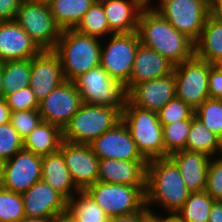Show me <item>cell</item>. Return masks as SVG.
<instances>
[{
  "mask_svg": "<svg viewBox=\"0 0 222 222\" xmlns=\"http://www.w3.org/2000/svg\"><path fill=\"white\" fill-rule=\"evenodd\" d=\"M190 194L178 167L169 157L148 161L145 189L148 210L156 209L159 212L158 209L161 208L160 212L163 213H177Z\"/></svg>",
  "mask_w": 222,
  "mask_h": 222,
  "instance_id": "cell-1",
  "label": "cell"
},
{
  "mask_svg": "<svg viewBox=\"0 0 222 222\" xmlns=\"http://www.w3.org/2000/svg\"><path fill=\"white\" fill-rule=\"evenodd\" d=\"M174 70V65L155 50L139 44L135 55L131 77L124 86L128 93L136 84L157 79Z\"/></svg>",
  "mask_w": 222,
  "mask_h": 222,
  "instance_id": "cell-21",
  "label": "cell"
},
{
  "mask_svg": "<svg viewBox=\"0 0 222 222\" xmlns=\"http://www.w3.org/2000/svg\"><path fill=\"white\" fill-rule=\"evenodd\" d=\"M67 209L78 222H109L110 219L85 190H80L68 201Z\"/></svg>",
  "mask_w": 222,
  "mask_h": 222,
  "instance_id": "cell-29",
  "label": "cell"
},
{
  "mask_svg": "<svg viewBox=\"0 0 222 222\" xmlns=\"http://www.w3.org/2000/svg\"><path fill=\"white\" fill-rule=\"evenodd\" d=\"M193 114L189 119L177 121L171 124H162L165 158L172 153L183 151L191 129Z\"/></svg>",
  "mask_w": 222,
  "mask_h": 222,
  "instance_id": "cell-33",
  "label": "cell"
},
{
  "mask_svg": "<svg viewBox=\"0 0 222 222\" xmlns=\"http://www.w3.org/2000/svg\"><path fill=\"white\" fill-rule=\"evenodd\" d=\"M208 87L210 98H222V71L213 65L209 71Z\"/></svg>",
  "mask_w": 222,
  "mask_h": 222,
  "instance_id": "cell-41",
  "label": "cell"
},
{
  "mask_svg": "<svg viewBox=\"0 0 222 222\" xmlns=\"http://www.w3.org/2000/svg\"><path fill=\"white\" fill-rule=\"evenodd\" d=\"M146 186L96 182L85 189L110 217L141 212L145 207Z\"/></svg>",
  "mask_w": 222,
  "mask_h": 222,
  "instance_id": "cell-6",
  "label": "cell"
},
{
  "mask_svg": "<svg viewBox=\"0 0 222 222\" xmlns=\"http://www.w3.org/2000/svg\"><path fill=\"white\" fill-rule=\"evenodd\" d=\"M140 43L137 31L113 33L107 39H102L100 65L123 86L128 83L131 77L135 55Z\"/></svg>",
  "mask_w": 222,
  "mask_h": 222,
  "instance_id": "cell-8",
  "label": "cell"
},
{
  "mask_svg": "<svg viewBox=\"0 0 222 222\" xmlns=\"http://www.w3.org/2000/svg\"><path fill=\"white\" fill-rule=\"evenodd\" d=\"M144 8H152L154 7L159 0H137ZM155 1V2H154Z\"/></svg>",
  "mask_w": 222,
  "mask_h": 222,
  "instance_id": "cell-51",
  "label": "cell"
},
{
  "mask_svg": "<svg viewBox=\"0 0 222 222\" xmlns=\"http://www.w3.org/2000/svg\"><path fill=\"white\" fill-rule=\"evenodd\" d=\"M147 160L99 159L98 182L146 186Z\"/></svg>",
  "mask_w": 222,
  "mask_h": 222,
  "instance_id": "cell-20",
  "label": "cell"
},
{
  "mask_svg": "<svg viewBox=\"0 0 222 222\" xmlns=\"http://www.w3.org/2000/svg\"><path fill=\"white\" fill-rule=\"evenodd\" d=\"M83 104L73 81H64L39 103L42 121L60 126L62 129Z\"/></svg>",
  "mask_w": 222,
  "mask_h": 222,
  "instance_id": "cell-13",
  "label": "cell"
},
{
  "mask_svg": "<svg viewBox=\"0 0 222 222\" xmlns=\"http://www.w3.org/2000/svg\"><path fill=\"white\" fill-rule=\"evenodd\" d=\"M75 29L82 34L99 39H105L114 33L110 29L103 6L98 0L92 4Z\"/></svg>",
  "mask_w": 222,
  "mask_h": 222,
  "instance_id": "cell-32",
  "label": "cell"
},
{
  "mask_svg": "<svg viewBox=\"0 0 222 222\" xmlns=\"http://www.w3.org/2000/svg\"><path fill=\"white\" fill-rule=\"evenodd\" d=\"M178 167L186 187L191 192L204 191L207 184V172L211 157L201 152L186 150L168 156Z\"/></svg>",
  "mask_w": 222,
  "mask_h": 222,
  "instance_id": "cell-22",
  "label": "cell"
},
{
  "mask_svg": "<svg viewBox=\"0 0 222 222\" xmlns=\"http://www.w3.org/2000/svg\"><path fill=\"white\" fill-rule=\"evenodd\" d=\"M137 33L144 46L155 50L174 66L195 55V43L176 30L153 7L142 10Z\"/></svg>",
  "mask_w": 222,
  "mask_h": 222,
  "instance_id": "cell-2",
  "label": "cell"
},
{
  "mask_svg": "<svg viewBox=\"0 0 222 222\" xmlns=\"http://www.w3.org/2000/svg\"><path fill=\"white\" fill-rule=\"evenodd\" d=\"M22 0H0V22L14 21Z\"/></svg>",
  "mask_w": 222,
  "mask_h": 222,
  "instance_id": "cell-42",
  "label": "cell"
},
{
  "mask_svg": "<svg viewBox=\"0 0 222 222\" xmlns=\"http://www.w3.org/2000/svg\"><path fill=\"white\" fill-rule=\"evenodd\" d=\"M96 0H50L48 2L57 25L62 29H75Z\"/></svg>",
  "mask_w": 222,
  "mask_h": 222,
  "instance_id": "cell-27",
  "label": "cell"
},
{
  "mask_svg": "<svg viewBox=\"0 0 222 222\" xmlns=\"http://www.w3.org/2000/svg\"><path fill=\"white\" fill-rule=\"evenodd\" d=\"M15 21L41 50H54L62 29L57 25L48 3L22 0Z\"/></svg>",
  "mask_w": 222,
  "mask_h": 222,
  "instance_id": "cell-7",
  "label": "cell"
},
{
  "mask_svg": "<svg viewBox=\"0 0 222 222\" xmlns=\"http://www.w3.org/2000/svg\"><path fill=\"white\" fill-rule=\"evenodd\" d=\"M41 51L15 20L0 22V62L31 59Z\"/></svg>",
  "mask_w": 222,
  "mask_h": 222,
  "instance_id": "cell-19",
  "label": "cell"
},
{
  "mask_svg": "<svg viewBox=\"0 0 222 222\" xmlns=\"http://www.w3.org/2000/svg\"><path fill=\"white\" fill-rule=\"evenodd\" d=\"M139 222H159V213L147 210L141 217Z\"/></svg>",
  "mask_w": 222,
  "mask_h": 222,
  "instance_id": "cell-48",
  "label": "cell"
},
{
  "mask_svg": "<svg viewBox=\"0 0 222 222\" xmlns=\"http://www.w3.org/2000/svg\"><path fill=\"white\" fill-rule=\"evenodd\" d=\"M60 151L75 185L85 190L97 182L99 158L89 144L72 143L63 140Z\"/></svg>",
  "mask_w": 222,
  "mask_h": 222,
  "instance_id": "cell-14",
  "label": "cell"
},
{
  "mask_svg": "<svg viewBox=\"0 0 222 222\" xmlns=\"http://www.w3.org/2000/svg\"><path fill=\"white\" fill-rule=\"evenodd\" d=\"M153 8L195 43L210 15V0H159Z\"/></svg>",
  "mask_w": 222,
  "mask_h": 222,
  "instance_id": "cell-9",
  "label": "cell"
},
{
  "mask_svg": "<svg viewBox=\"0 0 222 222\" xmlns=\"http://www.w3.org/2000/svg\"><path fill=\"white\" fill-rule=\"evenodd\" d=\"M114 33H130L138 29L144 7L137 0H98Z\"/></svg>",
  "mask_w": 222,
  "mask_h": 222,
  "instance_id": "cell-23",
  "label": "cell"
},
{
  "mask_svg": "<svg viewBox=\"0 0 222 222\" xmlns=\"http://www.w3.org/2000/svg\"><path fill=\"white\" fill-rule=\"evenodd\" d=\"M205 191L215 200L222 201V156L211 157Z\"/></svg>",
  "mask_w": 222,
  "mask_h": 222,
  "instance_id": "cell-39",
  "label": "cell"
},
{
  "mask_svg": "<svg viewBox=\"0 0 222 222\" xmlns=\"http://www.w3.org/2000/svg\"><path fill=\"white\" fill-rule=\"evenodd\" d=\"M11 112L38 109L39 103L31 87L17 89L5 97Z\"/></svg>",
  "mask_w": 222,
  "mask_h": 222,
  "instance_id": "cell-40",
  "label": "cell"
},
{
  "mask_svg": "<svg viewBox=\"0 0 222 222\" xmlns=\"http://www.w3.org/2000/svg\"><path fill=\"white\" fill-rule=\"evenodd\" d=\"M195 56L213 64L222 56V17L208 16L199 39L195 42Z\"/></svg>",
  "mask_w": 222,
  "mask_h": 222,
  "instance_id": "cell-26",
  "label": "cell"
},
{
  "mask_svg": "<svg viewBox=\"0 0 222 222\" xmlns=\"http://www.w3.org/2000/svg\"><path fill=\"white\" fill-rule=\"evenodd\" d=\"M25 218L22 194L0 185V222H20Z\"/></svg>",
  "mask_w": 222,
  "mask_h": 222,
  "instance_id": "cell-35",
  "label": "cell"
},
{
  "mask_svg": "<svg viewBox=\"0 0 222 222\" xmlns=\"http://www.w3.org/2000/svg\"><path fill=\"white\" fill-rule=\"evenodd\" d=\"M214 201L205 190L191 192L177 213L180 215L182 222H208Z\"/></svg>",
  "mask_w": 222,
  "mask_h": 222,
  "instance_id": "cell-31",
  "label": "cell"
},
{
  "mask_svg": "<svg viewBox=\"0 0 222 222\" xmlns=\"http://www.w3.org/2000/svg\"><path fill=\"white\" fill-rule=\"evenodd\" d=\"M208 222H222V201H214Z\"/></svg>",
  "mask_w": 222,
  "mask_h": 222,
  "instance_id": "cell-44",
  "label": "cell"
},
{
  "mask_svg": "<svg viewBox=\"0 0 222 222\" xmlns=\"http://www.w3.org/2000/svg\"><path fill=\"white\" fill-rule=\"evenodd\" d=\"M20 222H52V219L25 217Z\"/></svg>",
  "mask_w": 222,
  "mask_h": 222,
  "instance_id": "cell-50",
  "label": "cell"
},
{
  "mask_svg": "<svg viewBox=\"0 0 222 222\" xmlns=\"http://www.w3.org/2000/svg\"><path fill=\"white\" fill-rule=\"evenodd\" d=\"M222 139L210 131L199 119H192L191 129L186 141V151L201 152L215 157L220 155Z\"/></svg>",
  "mask_w": 222,
  "mask_h": 222,
  "instance_id": "cell-28",
  "label": "cell"
},
{
  "mask_svg": "<svg viewBox=\"0 0 222 222\" xmlns=\"http://www.w3.org/2000/svg\"><path fill=\"white\" fill-rule=\"evenodd\" d=\"M63 142V129L55 124L41 121L28 136L23 139V149L35 155L46 156L57 152Z\"/></svg>",
  "mask_w": 222,
  "mask_h": 222,
  "instance_id": "cell-25",
  "label": "cell"
},
{
  "mask_svg": "<svg viewBox=\"0 0 222 222\" xmlns=\"http://www.w3.org/2000/svg\"><path fill=\"white\" fill-rule=\"evenodd\" d=\"M194 114L210 131L222 139V99L208 98Z\"/></svg>",
  "mask_w": 222,
  "mask_h": 222,
  "instance_id": "cell-34",
  "label": "cell"
},
{
  "mask_svg": "<svg viewBox=\"0 0 222 222\" xmlns=\"http://www.w3.org/2000/svg\"><path fill=\"white\" fill-rule=\"evenodd\" d=\"M210 13L216 15L222 13V0H210Z\"/></svg>",
  "mask_w": 222,
  "mask_h": 222,
  "instance_id": "cell-49",
  "label": "cell"
},
{
  "mask_svg": "<svg viewBox=\"0 0 222 222\" xmlns=\"http://www.w3.org/2000/svg\"><path fill=\"white\" fill-rule=\"evenodd\" d=\"M102 39L78 32L62 30L53 50L61 60L63 76L73 81L78 76L100 65Z\"/></svg>",
  "mask_w": 222,
  "mask_h": 222,
  "instance_id": "cell-3",
  "label": "cell"
},
{
  "mask_svg": "<svg viewBox=\"0 0 222 222\" xmlns=\"http://www.w3.org/2000/svg\"><path fill=\"white\" fill-rule=\"evenodd\" d=\"M176 96L174 73L136 84L127 99L142 109L158 112Z\"/></svg>",
  "mask_w": 222,
  "mask_h": 222,
  "instance_id": "cell-18",
  "label": "cell"
},
{
  "mask_svg": "<svg viewBox=\"0 0 222 222\" xmlns=\"http://www.w3.org/2000/svg\"><path fill=\"white\" fill-rule=\"evenodd\" d=\"M193 114L194 110L177 96L171 99L160 111H158V117L161 124H171L189 119Z\"/></svg>",
  "mask_w": 222,
  "mask_h": 222,
  "instance_id": "cell-37",
  "label": "cell"
},
{
  "mask_svg": "<svg viewBox=\"0 0 222 222\" xmlns=\"http://www.w3.org/2000/svg\"><path fill=\"white\" fill-rule=\"evenodd\" d=\"M32 58L3 62V90L4 98L30 86Z\"/></svg>",
  "mask_w": 222,
  "mask_h": 222,
  "instance_id": "cell-30",
  "label": "cell"
},
{
  "mask_svg": "<svg viewBox=\"0 0 222 222\" xmlns=\"http://www.w3.org/2000/svg\"><path fill=\"white\" fill-rule=\"evenodd\" d=\"M4 98L3 90V63L0 62V99Z\"/></svg>",
  "mask_w": 222,
  "mask_h": 222,
  "instance_id": "cell-52",
  "label": "cell"
},
{
  "mask_svg": "<svg viewBox=\"0 0 222 222\" xmlns=\"http://www.w3.org/2000/svg\"><path fill=\"white\" fill-rule=\"evenodd\" d=\"M1 166H2V163L0 162V185H1Z\"/></svg>",
  "mask_w": 222,
  "mask_h": 222,
  "instance_id": "cell-55",
  "label": "cell"
},
{
  "mask_svg": "<svg viewBox=\"0 0 222 222\" xmlns=\"http://www.w3.org/2000/svg\"><path fill=\"white\" fill-rule=\"evenodd\" d=\"M52 222H78V220L73 216V214L67 209L59 214H57Z\"/></svg>",
  "mask_w": 222,
  "mask_h": 222,
  "instance_id": "cell-46",
  "label": "cell"
},
{
  "mask_svg": "<svg viewBox=\"0 0 222 222\" xmlns=\"http://www.w3.org/2000/svg\"><path fill=\"white\" fill-rule=\"evenodd\" d=\"M148 209L145 207L141 212L129 214V215H121L117 217H112L109 219V222H139L140 217L147 211Z\"/></svg>",
  "mask_w": 222,
  "mask_h": 222,
  "instance_id": "cell-43",
  "label": "cell"
},
{
  "mask_svg": "<svg viewBox=\"0 0 222 222\" xmlns=\"http://www.w3.org/2000/svg\"><path fill=\"white\" fill-rule=\"evenodd\" d=\"M23 149V139L11 123L0 125V162H4Z\"/></svg>",
  "mask_w": 222,
  "mask_h": 222,
  "instance_id": "cell-36",
  "label": "cell"
},
{
  "mask_svg": "<svg viewBox=\"0 0 222 222\" xmlns=\"http://www.w3.org/2000/svg\"><path fill=\"white\" fill-rule=\"evenodd\" d=\"M89 145L99 159L146 160L139 152L123 121L104 132Z\"/></svg>",
  "mask_w": 222,
  "mask_h": 222,
  "instance_id": "cell-16",
  "label": "cell"
},
{
  "mask_svg": "<svg viewBox=\"0 0 222 222\" xmlns=\"http://www.w3.org/2000/svg\"><path fill=\"white\" fill-rule=\"evenodd\" d=\"M31 1H38V2H45V3H48L50 0H31Z\"/></svg>",
  "mask_w": 222,
  "mask_h": 222,
  "instance_id": "cell-54",
  "label": "cell"
},
{
  "mask_svg": "<svg viewBox=\"0 0 222 222\" xmlns=\"http://www.w3.org/2000/svg\"><path fill=\"white\" fill-rule=\"evenodd\" d=\"M213 64L195 55L174 66L176 96L194 111L209 96V71Z\"/></svg>",
  "mask_w": 222,
  "mask_h": 222,
  "instance_id": "cell-11",
  "label": "cell"
},
{
  "mask_svg": "<svg viewBox=\"0 0 222 222\" xmlns=\"http://www.w3.org/2000/svg\"><path fill=\"white\" fill-rule=\"evenodd\" d=\"M213 66L222 71V56L213 63Z\"/></svg>",
  "mask_w": 222,
  "mask_h": 222,
  "instance_id": "cell-53",
  "label": "cell"
},
{
  "mask_svg": "<svg viewBox=\"0 0 222 222\" xmlns=\"http://www.w3.org/2000/svg\"><path fill=\"white\" fill-rule=\"evenodd\" d=\"M25 217L53 219L67 210L68 200L43 180L22 193Z\"/></svg>",
  "mask_w": 222,
  "mask_h": 222,
  "instance_id": "cell-17",
  "label": "cell"
},
{
  "mask_svg": "<svg viewBox=\"0 0 222 222\" xmlns=\"http://www.w3.org/2000/svg\"><path fill=\"white\" fill-rule=\"evenodd\" d=\"M64 81L61 60L53 50H42L32 58L30 87L38 103Z\"/></svg>",
  "mask_w": 222,
  "mask_h": 222,
  "instance_id": "cell-15",
  "label": "cell"
},
{
  "mask_svg": "<svg viewBox=\"0 0 222 222\" xmlns=\"http://www.w3.org/2000/svg\"><path fill=\"white\" fill-rule=\"evenodd\" d=\"M73 82L85 104L125 106L127 100L125 87L113 79L101 65L81 74Z\"/></svg>",
  "mask_w": 222,
  "mask_h": 222,
  "instance_id": "cell-10",
  "label": "cell"
},
{
  "mask_svg": "<svg viewBox=\"0 0 222 222\" xmlns=\"http://www.w3.org/2000/svg\"><path fill=\"white\" fill-rule=\"evenodd\" d=\"M42 180V156L22 149L2 162L1 186L22 194L33 184Z\"/></svg>",
  "mask_w": 222,
  "mask_h": 222,
  "instance_id": "cell-12",
  "label": "cell"
},
{
  "mask_svg": "<svg viewBox=\"0 0 222 222\" xmlns=\"http://www.w3.org/2000/svg\"><path fill=\"white\" fill-rule=\"evenodd\" d=\"M10 114L11 111L5 98L0 99V125L10 122Z\"/></svg>",
  "mask_w": 222,
  "mask_h": 222,
  "instance_id": "cell-45",
  "label": "cell"
},
{
  "mask_svg": "<svg viewBox=\"0 0 222 222\" xmlns=\"http://www.w3.org/2000/svg\"><path fill=\"white\" fill-rule=\"evenodd\" d=\"M42 180L68 201L80 191L65 165L63 153L60 150L42 156Z\"/></svg>",
  "mask_w": 222,
  "mask_h": 222,
  "instance_id": "cell-24",
  "label": "cell"
},
{
  "mask_svg": "<svg viewBox=\"0 0 222 222\" xmlns=\"http://www.w3.org/2000/svg\"><path fill=\"white\" fill-rule=\"evenodd\" d=\"M122 121L147 161L165 158L163 130L158 112L137 107L127 99L122 110Z\"/></svg>",
  "mask_w": 222,
  "mask_h": 222,
  "instance_id": "cell-4",
  "label": "cell"
},
{
  "mask_svg": "<svg viewBox=\"0 0 222 222\" xmlns=\"http://www.w3.org/2000/svg\"><path fill=\"white\" fill-rule=\"evenodd\" d=\"M41 121L38 109L14 111L10 114V123L22 139L28 136Z\"/></svg>",
  "mask_w": 222,
  "mask_h": 222,
  "instance_id": "cell-38",
  "label": "cell"
},
{
  "mask_svg": "<svg viewBox=\"0 0 222 222\" xmlns=\"http://www.w3.org/2000/svg\"><path fill=\"white\" fill-rule=\"evenodd\" d=\"M123 108L83 103L64 127L63 140L90 144L122 121Z\"/></svg>",
  "mask_w": 222,
  "mask_h": 222,
  "instance_id": "cell-5",
  "label": "cell"
},
{
  "mask_svg": "<svg viewBox=\"0 0 222 222\" xmlns=\"http://www.w3.org/2000/svg\"><path fill=\"white\" fill-rule=\"evenodd\" d=\"M162 213V214H161ZM159 212V222H182L178 213L173 212Z\"/></svg>",
  "mask_w": 222,
  "mask_h": 222,
  "instance_id": "cell-47",
  "label": "cell"
}]
</instances>
